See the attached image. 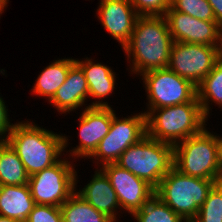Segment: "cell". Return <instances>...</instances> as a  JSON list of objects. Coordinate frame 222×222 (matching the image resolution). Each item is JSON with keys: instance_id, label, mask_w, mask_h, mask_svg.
<instances>
[{"instance_id": "1", "label": "cell", "mask_w": 222, "mask_h": 222, "mask_svg": "<svg viewBox=\"0 0 222 222\" xmlns=\"http://www.w3.org/2000/svg\"><path fill=\"white\" fill-rule=\"evenodd\" d=\"M173 43L164 15L139 16L130 41L122 48L129 76L138 78L144 72L167 68Z\"/></svg>"}, {"instance_id": "2", "label": "cell", "mask_w": 222, "mask_h": 222, "mask_svg": "<svg viewBox=\"0 0 222 222\" xmlns=\"http://www.w3.org/2000/svg\"><path fill=\"white\" fill-rule=\"evenodd\" d=\"M17 153L29 176L56 164L63 156V134L43 128L35 120L15 122L4 139Z\"/></svg>"}, {"instance_id": "3", "label": "cell", "mask_w": 222, "mask_h": 222, "mask_svg": "<svg viewBox=\"0 0 222 222\" xmlns=\"http://www.w3.org/2000/svg\"><path fill=\"white\" fill-rule=\"evenodd\" d=\"M173 157V166L183 174L222 181L219 134L210 127L174 145Z\"/></svg>"}, {"instance_id": "4", "label": "cell", "mask_w": 222, "mask_h": 222, "mask_svg": "<svg viewBox=\"0 0 222 222\" xmlns=\"http://www.w3.org/2000/svg\"><path fill=\"white\" fill-rule=\"evenodd\" d=\"M207 124L199 102L155 108L146 115L147 135L173 146L199 134Z\"/></svg>"}, {"instance_id": "5", "label": "cell", "mask_w": 222, "mask_h": 222, "mask_svg": "<svg viewBox=\"0 0 222 222\" xmlns=\"http://www.w3.org/2000/svg\"><path fill=\"white\" fill-rule=\"evenodd\" d=\"M217 182L183 174L173 166L155 189V195L186 222L193 221Z\"/></svg>"}, {"instance_id": "6", "label": "cell", "mask_w": 222, "mask_h": 222, "mask_svg": "<svg viewBox=\"0 0 222 222\" xmlns=\"http://www.w3.org/2000/svg\"><path fill=\"white\" fill-rule=\"evenodd\" d=\"M115 163L156 189L173 167V145L146 135L128 147Z\"/></svg>"}, {"instance_id": "7", "label": "cell", "mask_w": 222, "mask_h": 222, "mask_svg": "<svg viewBox=\"0 0 222 222\" xmlns=\"http://www.w3.org/2000/svg\"><path fill=\"white\" fill-rule=\"evenodd\" d=\"M138 77L143 80L147 103L142 110L146 115L155 108L199 102L197 87L168 67L150 70Z\"/></svg>"}, {"instance_id": "8", "label": "cell", "mask_w": 222, "mask_h": 222, "mask_svg": "<svg viewBox=\"0 0 222 222\" xmlns=\"http://www.w3.org/2000/svg\"><path fill=\"white\" fill-rule=\"evenodd\" d=\"M115 112L116 110L113 109V118L108 134L88 158L94 164V168H100L107 163H115L128 147L136 144L147 135L146 114L143 111L125 117L122 114L119 116Z\"/></svg>"}, {"instance_id": "9", "label": "cell", "mask_w": 222, "mask_h": 222, "mask_svg": "<svg viewBox=\"0 0 222 222\" xmlns=\"http://www.w3.org/2000/svg\"><path fill=\"white\" fill-rule=\"evenodd\" d=\"M64 156L53 166L29 176L35 204L60 207L75 192L77 162Z\"/></svg>"}, {"instance_id": "10", "label": "cell", "mask_w": 222, "mask_h": 222, "mask_svg": "<svg viewBox=\"0 0 222 222\" xmlns=\"http://www.w3.org/2000/svg\"><path fill=\"white\" fill-rule=\"evenodd\" d=\"M79 111L78 145L73 147L69 142L71 136L63 133L64 155L76 162L87 159L94 153L100 141L108 134L113 118V107H87Z\"/></svg>"}, {"instance_id": "11", "label": "cell", "mask_w": 222, "mask_h": 222, "mask_svg": "<svg viewBox=\"0 0 222 222\" xmlns=\"http://www.w3.org/2000/svg\"><path fill=\"white\" fill-rule=\"evenodd\" d=\"M222 57V46L174 42L168 68L196 87Z\"/></svg>"}, {"instance_id": "12", "label": "cell", "mask_w": 222, "mask_h": 222, "mask_svg": "<svg viewBox=\"0 0 222 222\" xmlns=\"http://www.w3.org/2000/svg\"><path fill=\"white\" fill-rule=\"evenodd\" d=\"M100 169L108 177L115 190L124 214L131 216L155 195V189L150 184L116 163L104 164Z\"/></svg>"}, {"instance_id": "13", "label": "cell", "mask_w": 222, "mask_h": 222, "mask_svg": "<svg viewBox=\"0 0 222 222\" xmlns=\"http://www.w3.org/2000/svg\"><path fill=\"white\" fill-rule=\"evenodd\" d=\"M164 16L174 42L222 46V27L216 21L194 18L171 6Z\"/></svg>"}, {"instance_id": "14", "label": "cell", "mask_w": 222, "mask_h": 222, "mask_svg": "<svg viewBox=\"0 0 222 222\" xmlns=\"http://www.w3.org/2000/svg\"><path fill=\"white\" fill-rule=\"evenodd\" d=\"M99 23L122 49L131 38L139 17L130 0H99L95 10Z\"/></svg>"}, {"instance_id": "15", "label": "cell", "mask_w": 222, "mask_h": 222, "mask_svg": "<svg viewBox=\"0 0 222 222\" xmlns=\"http://www.w3.org/2000/svg\"><path fill=\"white\" fill-rule=\"evenodd\" d=\"M79 171L76 170L75 175V192L113 222L122 221L118 219H121L123 212L121 211L116 192L105 173L100 168H96L93 172L94 174L90 175L91 179L87 181L86 185L83 188L80 185L81 188L79 187L78 189L79 185L77 183L80 181L78 177L81 176L78 175Z\"/></svg>"}, {"instance_id": "16", "label": "cell", "mask_w": 222, "mask_h": 222, "mask_svg": "<svg viewBox=\"0 0 222 222\" xmlns=\"http://www.w3.org/2000/svg\"><path fill=\"white\" fill-rule=\"evenodd\" d=\"M75 63L82 69L87 80L89 101L94 100L89 103L90 107H112L106 100L115 94L114 89L118 85L116 82L118 77L113 68L88 56L82 59L76 58Z\"/></svg>"}, {"instance_id": "17", "label": "cell", "mask_w": 222, "mask_h": 222, "mask_svg": "<svg viewBox=\"0 0 222 222\" xmlns=\"http://www.w3.org/2000/svg\"><path fill=\"white\" fill-rule=\"evenodd\" d=\"M89 88L82 69L75 63L68 71L65 82L58 88L53 98L48 102L58 114L66 116L90 107ZM88 105V106H86Z\"/></svg>"}, {"instance_id": "18", "label": "cell", "mask_w": 222, "mask_h": 222, "mask_svg": "<svg viewBox=\"0 0 222 222\" xmlns=\"http://www.w3.org/2000/svg\"><path fill=\"white\" fill-rule=\"evenodd\" d=\"M75 64V58H57L44 67L33 83L32 96L45 98L49 102L58 88L65 82L69 69Z\"/></svg>"}, {"instance_id": "19", "label": "cell", "mask_w": 222, "mask_h": 222, "mask_svg": "<svg viewBox=\"0 0 222 222\" xmlns=\"http://www.w3.org/2000/svg\"><path fill=\"white\" fill-rule=\"evenodd\" d=\"M34 206L28 184L0 186V216L25 222Z\"/></svg>"}, {"instance_id": "20", "label": "cell", "mask_w": 222, "mask_h": 222, "mask_svg": "<svg viewBox=\"0 0 222 222\" xmlns=\"http://www.w3.org/2000/svg\"><path fill=\"white\" fill-rule=\"evenodd\" d=\"M197 99L200 103L202 113L207 120L213 115V105L222 109V57L197 86Z\"/></svg>"}, {"instance_id": "21", "label": "cell", "mask_w": 222, "mask_h": 222, "mask_svg": "<svg viewBox=\"0 0 222 222\" xmlns=\"http://www.w3.org/2000/svg\"><path fill=\"white\" fill-rule=\"evenodd\" d=\"M29 175L17 153L4 140L0 144V186L28 184Z\"/></svg>"}, {"instance_id": "22", "label": "cell", "mask_w": 222, "mask_h": 222, "mask_svg": "<svg viewBox=\"0 0 222 222\" xmlns=\"http://www.w3.org/2000/svg\"><path fill=\"white\" fill-rule=\"evenodd\" d=\"M63 222H113L74 192L61 206Z\"/></svg>"}, {"instance_id": "23", "label": "cell", "mask_w": 222, "mask_h": 222, "mask_svg": "<svg viewBox=\"0 0 222 222\" xmlns=\"http://www.w3.org/2000/svg\"><path fill=\"white\" fill-rule=\"evenodd\" d=\"M131 217L134 222H186L156 195Z\"/></svg>"}, {"instance_id": "24", "label": "cell", "mask_w": 222, "mask_h": 222, "mask_svg": "<svg viewBox=\"0 0 222 222\" xmlns=\"http://www.w3.org/2000/svg\"><path fill=\"white\" fill-rule=\"evenodd\" d=\"M192 222H222V181L212 187Z\"/></svg>"}, {"instance_id": "25", "label": "cell", "mask_w": 222, "mask_h": 222, "mask_svg": "<svg viewBox=\"0 0 222 222\" xmlns=\"http://www.w3.org/2000/svg\"><path fill=\"white\" fill-rule=\"evenodd\" d=\"M170 6L178 12L186 13L205 21H216L212 6L207 0H170Z\"/></svg>"}, {"instance_id": "26", "label": "cell", "mask_w": 222, "mask_h": 222, "mask_svg": "<svg viewBox=\"0 0 222 222\" xmlns=\"http://www.w3.org/2000/svg\"><path fill=\"white\" fill-rule=\"evenodd\" d=\"M25 222H63L60 207L35 204Z\"/></svg>"}, {"instance_id": "27", "label": "cell", "mask_w": 222, "mask_h": 222, "mask_svg": "<svg viewBox=\"0 0 222 222\" xmlns=\"http://www.w3.org/2000/svg\"><path fill=\"white\" fill-rule=\"evenodd\" d=\"M139 16L165 15L170 0H130Z\"/></svg>"}, {"instance_id": "28", "label": "cell", "mask_w": 222, "mask_h": 222, "mask_svg": "<svg viewBox=\"0 0 222 222\" xmlns=\"http://www.w3.org/2000/svg\"><path fill=\"white\" fill-rule=\"evenodd\" d=\"M8 104H6L3 96L0 93V136L5 139L7 134L10 132V130L12 129L13 125L15 124V120L14 123L12 122V118L10 120V115H9V111L8 107L6 106Z\"/></svg>"}, {"instance_id": "29", "label": "cell", "mask_w": 222, "mask_h": 222, "mask_svg": "<svg viewBox=\"0 0 222 222\" xmlns=\"http://www.w3.org/2000/svg\"><path fill=\"white\" fill-rule=\"evenodd\" d=\"M212 6L216 22L222 27V0H207Z\"/></svg>"}, {"instance_id": "30", "label": "cell", "mask_w": 222, "mask_h": 222, "mask_svg": "<svg viewBox=\"0 0 222 222\" xmlns=\"http://www.w3.org/2000/svg\"><path fill=\"white\" fill-rule=\"evenodd\" d=\"M9 2L10 0H0V19H1V15L7 9Z\"/></svg>"}, {"instance_id": "31", "label": "cell", "mask_w": 222, "mask_h": 222, "mask_svg": "<svg viewBox=\"0 0 222 222\" xmlns=\"http://www.w3.org/2000/svg\"><path fill=\"white\" fill-rule=\"evenodd\" d=\"M0 222H22V221L15 220V219L8 218V217H4V216H0Z\"/></svg>"}, {"instance_id": "32", "label": "cell", "mask_w": 222, "mask_h": 222, "mask_svg": "<svg viewBox=\"0 0 222 222\" xmlns=\"http://www.w3.org/2000/svg\"><path fill=\"white\" fill-rule=\"evenodd\" d=\"M219 143H220V165H221V172H222V135L219 134Z\"/></svg>"}, {"instance_id": "33", "label": "cell", "mask_w": 222, "mask_h": 222, "mask_svg": "<svg viewBox=\"0 0 222 222\" xmlns=\"http://www.w3.org/2000/svg\"><path fill=\"white\" fill-rule=\"evenodd\" d=\"M4 141V139L0 136V144Z\"/></svg>"}]
</instances>
